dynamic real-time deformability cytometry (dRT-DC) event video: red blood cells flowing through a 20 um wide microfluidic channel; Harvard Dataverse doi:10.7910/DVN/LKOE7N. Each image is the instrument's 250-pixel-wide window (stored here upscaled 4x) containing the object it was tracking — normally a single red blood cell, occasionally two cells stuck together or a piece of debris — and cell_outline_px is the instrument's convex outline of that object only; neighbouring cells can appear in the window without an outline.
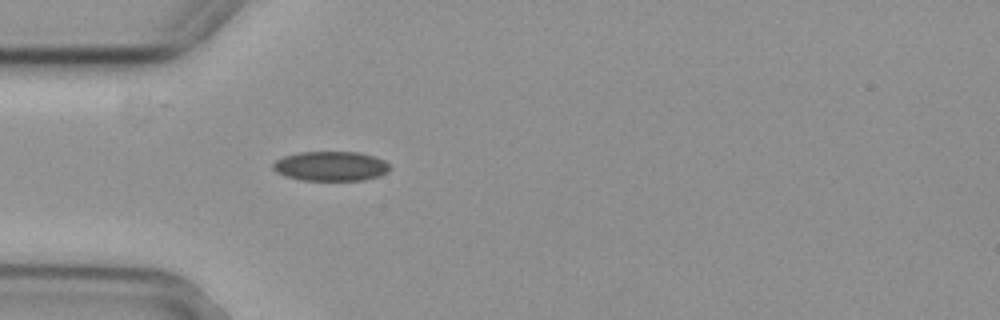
{"species": "common noctule bat (a hibernating species)", "species_latin": "Nyctalus noctula", "temperature_condition": "cold", "stored_images_in_passage": 4, "camera_frame_rate_fps": 3000, "um_per_image_px": 0.085, "animal": {"sex": "female", "body_mass_g": 29.2, "forearm_length_mm": 56.3}, "frame": {"image": 1, "passage_image": 4, "time_ms": 1.0, "image_size_px": [1000, 320], "cell_outline_px": [[392, 168], [388, 172], [380, 176], [364, 180], [300, 180], [284, 176], [276, 172], [272, 168], [272, 164], [276, 160], [284, 156], [300, 152], [360, 152], [376, 156], [384, 160]], "centroid_in_image_um": [28.14, 14.12], "position_along_channel_um": 56.9, "area_um2": 20.4}}